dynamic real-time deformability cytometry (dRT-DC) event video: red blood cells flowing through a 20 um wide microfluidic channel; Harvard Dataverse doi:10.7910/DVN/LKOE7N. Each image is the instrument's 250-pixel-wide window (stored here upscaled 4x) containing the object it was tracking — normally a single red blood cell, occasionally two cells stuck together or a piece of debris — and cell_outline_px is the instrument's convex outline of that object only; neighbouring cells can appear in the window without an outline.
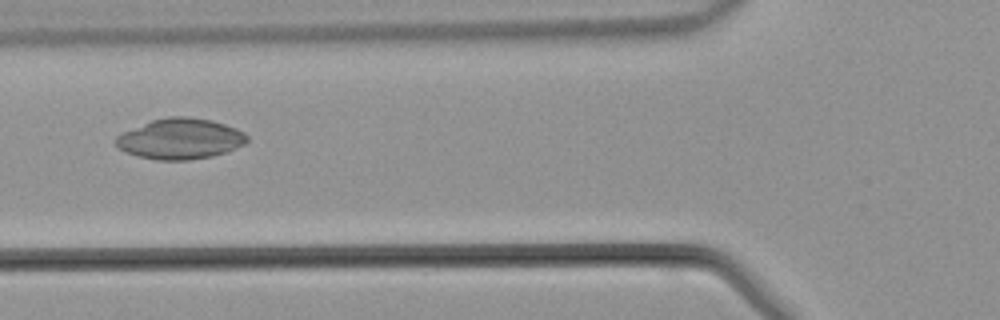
{"species": "common noctule bat (a hibernating species)", "species_latin": "Nyctalus noctula", "temperature_condition": "warm", "stored_images_in_passage": 37, "camera_frame_rate_fps": 3000, "um_per_image_px": 0.085, "animal": {"sex": "male", "body_mass_g": 21.5, "forearm_length_mm": 52.0}, "frame": {"image": 1, "passage_image": 9, "time_ms": 2.667, "image_size_px": [1000, 320], "cell_outline_px": [[248, 140], [244, 144], [236, 148], [212, 156], [188, 160], [156, 160], [124, 152], [116, 148], [116, 136], [124, 132], [152, 120], [168, 116], [188, 116], [212, 120], [236, 128], [244, 132], [248, 136]], "centroid_in_image_um": [15.32, 11.8], "position_along_channel_um": 110.5, "area_um2": 31.04}}
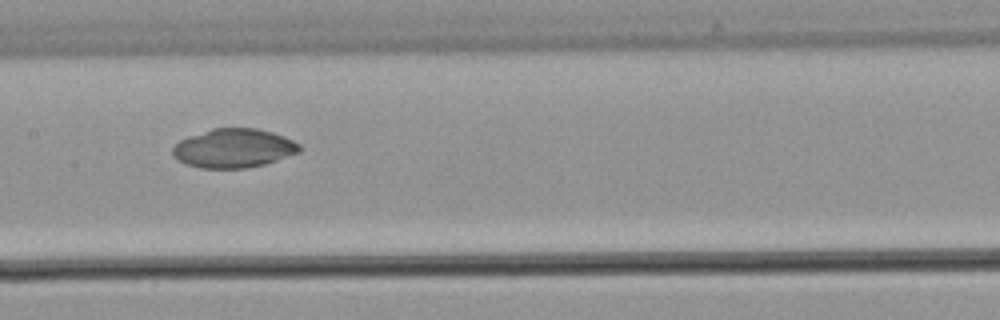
{"frame": {"image": 2, "passage_image": 14, "time_ms": 4.333, "image_size_px": [1000, 320], "cell_outline_px": [[300, 152], [264, 164], [244, 168], [200, 168], [176, 160], [172, 156], [172, 148], [180, 140], [188, 136], [212, 128], [256, 128], [272, 132], [284, 136], [300, 144]], "centroid_in_image_um": [19.84, 12.59], "position_along_channel_um": 187.6, "area_um2": 28.78}}
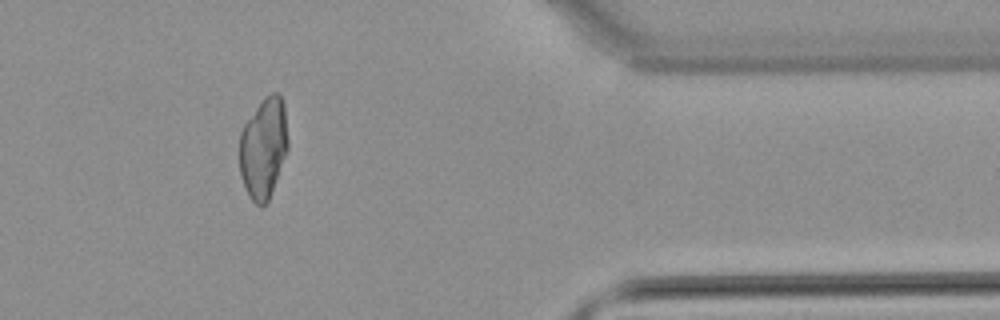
{"frame": {"image": 3, "passage_image": 29, "time_ms": 9.333, "image_size_px": [1000, 320], "cell_outline_px": [[288, 148], [268, 200], [264, 204], [256, 204], [252, 200], [240, 176], [240, 132], [244, 124], [264, 96], [272, 92], [276, 92], [280, 96], [284, 104], [288, 140]], "centroid_in_image_um": [22.4, 12.52], "position_along_channel_um": 389.0, "area_um2": 28.09}}